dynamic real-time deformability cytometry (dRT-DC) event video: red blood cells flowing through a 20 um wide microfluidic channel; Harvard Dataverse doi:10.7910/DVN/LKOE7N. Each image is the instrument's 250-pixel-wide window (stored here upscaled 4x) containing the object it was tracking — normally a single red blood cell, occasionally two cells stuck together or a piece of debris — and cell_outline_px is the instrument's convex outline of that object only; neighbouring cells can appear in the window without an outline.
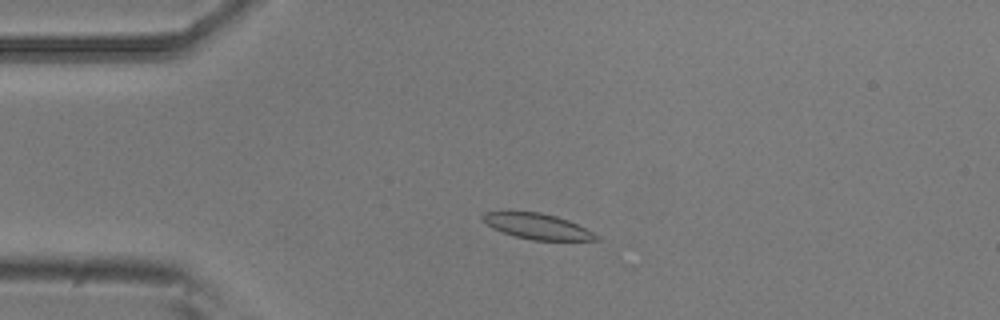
{"species": "common noctule bat (a hibernating species)", "species_latin": "Nyctalus noctula", "temperature_condition": "room temperature", "stored_images_in_passage": 5, "camera_frame_rate_fps": 3000, "um_per_image_px": 0.085, "animal": {"sex": "male", "body_mass_g": 20.5, "forearm_length_mm": 52.5}, "frame": {"image": 1, "passage_image": 3, "time_ms": 0.667, "image_size_px": [1000, 320], "cell_outline_px": [[600, 240], [532, 240], [516, 236], [492, 228], [480, 216], [484, 212], [508, 208], [540, 212], [556, 216], [568, 220], [600, 236]], "centroid_in_image_um": [45.58, 19.18], "position_along_channel_um": 39.4, "area_um2": 17.4}}
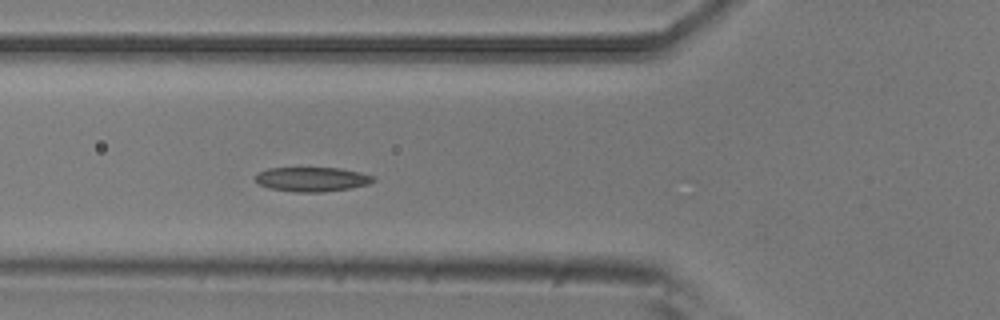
{"frame": {"image": 2, "passage_image": 5, "time_ms": 1.333, "image_size_px": [1000, 320], "cell_outline_px": [[376, 180], [368, 184], [352, 188], [324, 192], [292, 192], [268, 188], [260, 184], [256, 180], [256, 176], [260, 172], [268, 168], [340, 168], [360, 172], [376, 176]], "centroid_in_image_um": [26.57, 15.24], "position_along_channel_um": 99.2, "area_um2": 16.88}}